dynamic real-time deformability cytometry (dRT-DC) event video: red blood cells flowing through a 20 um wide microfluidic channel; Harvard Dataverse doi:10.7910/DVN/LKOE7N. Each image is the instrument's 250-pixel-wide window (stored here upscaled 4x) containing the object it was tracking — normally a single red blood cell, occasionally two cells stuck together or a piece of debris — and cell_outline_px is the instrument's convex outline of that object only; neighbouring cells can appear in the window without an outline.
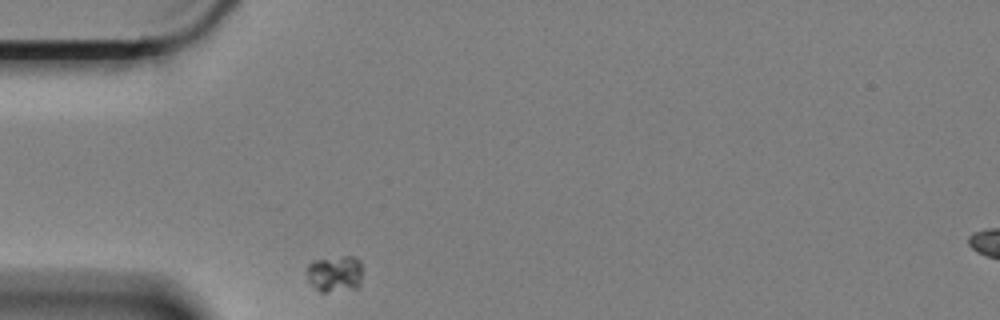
{"species": "Egyptian fruit bat (a non-hibernating species)", "species_latin": "Rousettus aegyptiacus", "temperature_condition": "cold", "stored_images_in_passage": 35, "camera_frame_rate_fps": 3000, "um_per_image_px": 0.085, "animal": {"sex": "female"}, "frame": {"image": 1, "passage_image": 1, "time_ms": 0.0, "image_size_px": [1000, 320], "cell_outline_px": [[360, 284], [356, 288], [328, 292], [320, 292], [308, 280], [308, 264], [312, 260], [344, 256], [356, 256], [360, 260]], "centroid_in_image_um": [28.46, 23.25], "position_along_channel_um": 56.5, "area_um2": 11.73}}
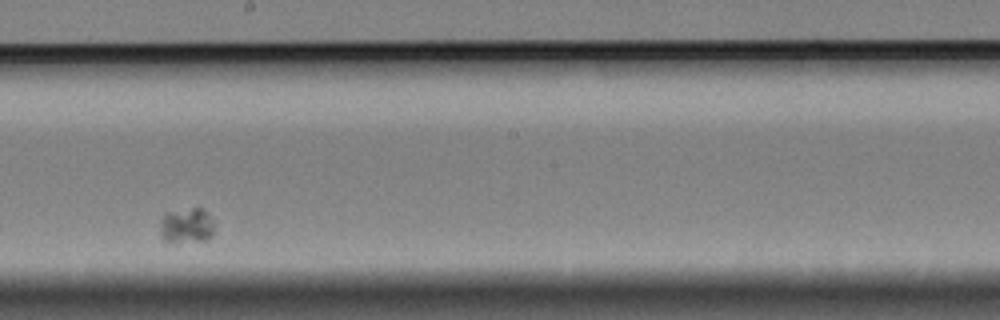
{"frame": {"image": 2, "passage_image": 20, "time_ms": 6.333, "image_size_px": [1000, 320], "cell_outline_px": [[216, 228], [212, 236], [208, 240], [168, 244], [160, 240], [160, 216], [164, 212], [192, 208], [204, 208], [212, 216]], "centroid_in_image_um": [15.85, 19.2], "position_along_channel_um": 232.4, "area_um2": 12.14}}
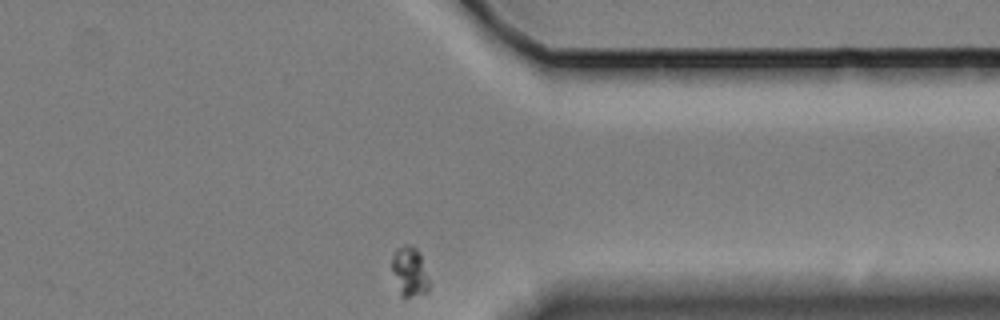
{"frame": {"image": 3, "passage_image": 35, "time_ms": 11.333, "image_size_px": [1000, 320], "cell_outline_px": [[432, 284], [428, 292], [404, 300], [400, 296], [392, 268], [392, 256], [404, 244], [412, 244], [420, 252]], "centroid_in_image_um": [34.88, 23.15], "position_along_channel_um": 376.5, "area_um2": 11.21}, "authors_computed_cell_mechanics": {"area_um2": 11.3866, "velocity_mm_per_s": 2.9428, "shape_relaxation_time_tau1_ms": 0.2585, "shape_relaxation_time_tau2_ms": null, "deformation_change_tau1": 0.0164, "deformation_change_tau2": null}}